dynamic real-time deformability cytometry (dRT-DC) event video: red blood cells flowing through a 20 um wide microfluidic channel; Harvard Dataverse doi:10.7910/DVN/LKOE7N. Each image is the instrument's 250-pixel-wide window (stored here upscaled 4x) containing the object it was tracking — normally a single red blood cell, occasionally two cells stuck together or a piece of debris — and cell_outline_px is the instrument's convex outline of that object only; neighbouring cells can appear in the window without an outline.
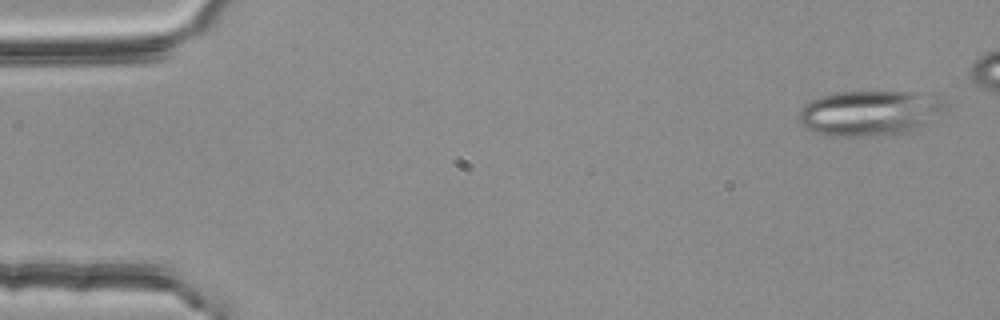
{"species": "common noctule bat (a hibernating species)", "species_latin": "Nyctalus noctula", "temperature_condition": "room temperature", "stored_images_in_passage": 5, "camera_frame_rate_fps": 3000, "um_per_image_px": 0.085, "animal": {"sex": "female", "body_mass_g": 25.1}, "frame": {"image": 1, "passage_image": 1, "time_ms": 0.0, "image_size_px": [1000, 320], "cell_outline_px": [[944, 104], [920, 128], [912, 132], [876, 136], [832, 136], [816, 132], [804, 128], [800, 124], [800, 108], [804, 104], [820, 96], [832, 92], [936, 92], [944, 96]], "centroid_in_image_um": [73.91, 9.59], "position_along_channel_um": 11.1, "area_um2": 38.78}}